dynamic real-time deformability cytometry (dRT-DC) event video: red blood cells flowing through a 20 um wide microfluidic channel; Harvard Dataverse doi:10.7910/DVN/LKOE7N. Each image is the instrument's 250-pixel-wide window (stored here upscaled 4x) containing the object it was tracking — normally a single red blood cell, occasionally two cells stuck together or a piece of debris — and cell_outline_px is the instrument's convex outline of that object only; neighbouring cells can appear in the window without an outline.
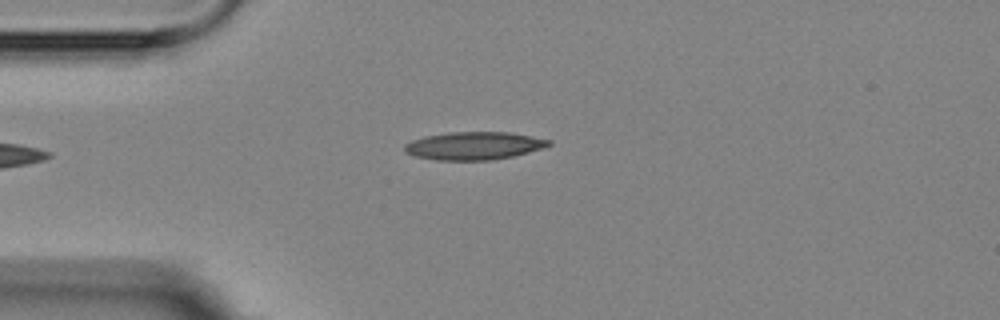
{"species": "Egyptian fruit bat (a non-hibernating species)", "species_latin": "Rousettus aegyptiacus", "temperature_condition": "room temperature", "stored_images_in_passage": 5, "camera_frame_rate_fps": 3000, "um_per_image_px": 0.085, "animal": {"sex": "female"}, "frame": {"image": 1, "passage_image": 5, "time_ms": 4.333, "image_size_px": [1000, 320], "cell_outline_px": [[552, 144], [544, 148], [512, 156], [492, 160], [436, 160], [416, 156], [404, 152], [404, 144], [412, 140], [424, 136], [448, 132], [508, 132], [532, 136], [552, 140]], "centroid_in_image_um": [40.29, 12.38], "position_along_channel_um": 44.7, "area_um2": 23.52}}